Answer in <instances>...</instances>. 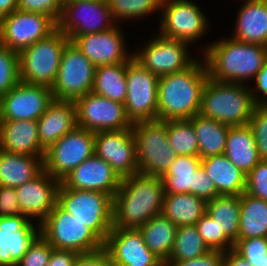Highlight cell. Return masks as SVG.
Segmentation results:
<instances>
[{"mask_svg": "<svg viewBox=\"0 0 267 266\" xmlns=\"http://www.w3.org/2000/svg\"><path fill=\"white\" fill-rule=\"evenodd\" d=\"M201 51L208 77L220 82L248 85L267 61V47L230 36L209 42Z\"/></svg>", "mask_w": 267, "mask_h": 266, "instance_id": "1", "label": "cell"}, {"mask_svg": "<svg viewBox=\"0 0 267 266\" xmlns=\"http://www.w3.org/2000/svg\"><path fill=\"white\" fill-rule=\"evenodd\" d=\"M164 195L161 177L136 173L122 178L113 196V227L138 229L162 213Z\"/></svg>", "mask_w": 267, "mask_h": 266, "instance_id": "2", "label": "cell"}, {"mask_svg": "<svg viewBox=\"0 0 267 266\" xmlns=\"http://www.w3.org/2000/svg\"><path fill=\"white\" fill-rule=\"evenodd\" d=\"M182 72L159 77L158 120L191 119L199 114L208 72L203 59Z\"/></svg>", "mask_w": 267, "mask_h": 266, "instance_id": "3", "label": "cell"}, {"mask_svg": "<svg viewBox=\"0 0 267 266\" xmlns=\"http://www.w3.org/2000/svg\"><path fill=\"white\" fill-rule=\"evenodd\" d=\"M255 106L249 84L208 78L203 87L199 114L228 126H241L249 123Z\"/></svg>", "mask_w": 267, "mask_h": 266, "instance_id": "4", "label": "cell"}, {"mask_svg": "<svg viewBox=\"0 0 267 266\" xmlns=\"http://www.w3.org/2000/svg\"><path fill=\"white\" fill-rule=\"evenodd\" d=\"M70 39L56 28L47 37L18 53L20 81L51 88L55 83L61 57Z\"/></svg>", "mask_w": 267, "mask_h": 266, "instance_id": "5", "label": "cell"}, {"mask_svg": "<svg viewBox=\"0 0 267 266\" xmlns=\"http://www.w3.org/2000/svg\"><path fill=\"white\" fill-rule=\"evenodd\" d=\"M57 204L103 243L113 227V197L94 190L58 188Z\"/></svg>", "mask_w": 267, "mask_h": 266, "instance_id": "6", "label": "cell"}, {"mask_svg": "<svg viewBox=\"0 0 267 266\" xmlns=\"http://www.w3.org/2000/svg\"><path fill=\"white\" fill-rule=\"evenodd\" d=\"M138 173L162 177L178 156L167 136V121L137 122L132 127Z\"/></svg>", "mask_w": 267, "mask_h": 266, "instance_id": "7", "label": "cell"}, {"mask_svg": "<svg viewBox=\"0 0 267 266\" xmlns=\"http://www.w3.org/2000/svg\"><path fill=\"white\" fill-rule=\"evenodd\" d=\"M40 235L56 250L87 254L104 248V243L84 223L63 210L57 203L40 223Z\"/></svg>", "mask_w": 267, "mask_h": 266, "instance_id": "8", "label": "cell"}, {"mask_svg": "<svg viewBox=\"0 0 267 266\" xmlns=\"http://www.w3.org/2000/svg\"><path fill=\"white\" fill-rule=\"evenodd\" d=\"M160 12L158 33L166 38L193 45L203 39L211 28L210 18L193 0H162Z\"/></svg>", "mask_w": 267, "mask_h": 266, "instance_id": "9", "label": "cell"}, {"mask_svg": "<svg viewBox=\"0 0 267 266\" xmlns=\"http://www.w3.org/2000/svg\"><path fill=\"white\" fill-rule=\"evenodd\" d=\"M191 44L182 40L166 38L159 33L134 50L133 57L144 68L158 77L178 73L192 66L198 57L190 53ZM197 57V59H196Z\"/></svg>", "mask_w": 267, "mask_h": 266, "instance_id": "10", "label": "cell"}, {"mask_svg": "<svg viewBox=\"0 0 267 266\" xmlns=\"http://www.w3.org/2000/svg\"><path fill=\"white\" fill-rule=\"evenodd\" d=\"M95 133L75 127L45 150L43 169L61 181L73 169L94 155Z\"/></svg>", "mask_w": 267, "mask_h": 266, "instance_id": "11", "label": "cell"}, {"mask_svg": "<svg viewBox=\"0 0 267 266\" xmlns=\"http://www.w3.org/2000/svg\"><path fill=\"white\" fill-rule=\"evenodd\" d=\"M125 110L132 124L158 120L159 77L144 68L134 57L127 62Z\"/></svg>", "mask_w": 267, "mask_h": 266, "instance_id": "12", "label": "cell"}, {"mask_svg": "<svg viewBox=\"0 0 267 266\" xmlns=\"http://www.w3.org/2000/svg\"><path fill=\"white\" fill-rule=\"evenodd\" d=\"M117 25L107 0L63 2L57 28L72 41L76 36L107 31Z\"/></svg>", "mask_w": 267, "mask_h": 266, "instance_id": "13", "label": "cell"}, {"mask_svg": "<svg viewBox=\"0 0 267 266\" xmlns=\"http://www.w3.org/2000/svg\"><path fill=\"white\" fill-rule=\"evenodd\" d=\"M96 67L70 41L62 54L55 83L51 87L56 100L75 101L92 91Z\"/></svg>", "mask_w": 267, "mask_h": 266, "instance_id": "14", "label": "cell"}, {"mask_svg": "<svg viewBox=\"0 0 267 266\" xmlns=\"http://www.w3.org/2000/svg\"><path fill=\"white\" fill-rule=\"evenodd\" d=\"M57 28L49 16L15 10L0 19V44L19 53Z\"/></svg>", "mask_w": 267, "mask_h": 266, "instance_id": "15", "label": "cell"}, {"mask_svg": "<svg viewBox=\"0 0 267 266\" xmlns=\"http://www.w3.org/2000/svg\"><path fill=\"white\" fill-rule=\"evenodd\" d=\"M77 127L91 132L131 129L125 106L93 92L74 101Z\"/></svg>", "mask_w": 267, "mask_h": 266, "instance_id": "16", "label": "cell"}, {"mask_svg": "<svg viewBox=\"0 0 267 266\" xmlns=\"http://www.w3.org/2000/svg\"><path fill=\"white\" fill-rule=\"evenodd\" d=\"M120 24L99 32L76 36L72 43L95 66L127 63L133 58L134 51L126 45V38Z\"/></svg>", "mask_w": 267, "mask_h": 266, "instance_id": "17", "label": "cell"}, {"mask_svg": "<svg viewBox=\"0 0 267 266\" xmlns=\"http://www.w3.org/2000/svg\"><path fill=\"white\" fill-rule=\"evenodd\" d=\"M94 154L109 163L121 178L138 173L132 128L96 132Z\"/></svg>", "mask_w": 267, "mask_h": 266, "instance_id": "18", "label": "cell"}, {"mask_svg": "<svg viewBox=\"0 0 267 266\" xmlns=\"http://www.w3.org/2000/svg\"><path fill=\"white\" fill-rule=\"evenodd\" d=\"M3 120H38L54 100L51 88L19 82L0 96Z\"/></svg>", "mask_w": 267, "mask_h": 266, "instance_id": "19", "label": "cell"}, {"mask_svg": "<svg viewBox=\"0 0 267 266\" xmlns=\"http://www.w3.org/2000/svg\"><path fill=\"white\" fill-rule=\"evenodd\" d=\"M113 266H164L145 245L139 229L112 227L104 243Z\"/></svg>", "mask_w": 267, "mask_h": 266, "instance_id": "20", "label": "cell"}, {"mask_svg": "<svg viewBox=\"0 0 267 266\" xmlns=\"http://www.w3.org/2000/svg\"><path fill=\"white\" fill-rule=\"evenodd\" d=\"M59 185L60 181L43 169L35 178L16 187L23 215L40 224L57 203Z\"/></svg>", "mask_w": 267, "mask_h": 266, "instance_id": "21", "label": "cell"}, {"mask_svg": "<svg viewBox=\"0 0 267 266\" xmlns=\"http://www.w3.org/2000/svg\"><path fill=\"white\" fill-rule=\"evenodd\" d=\"M40 234V224L24 215L0 217V266H16Z\"/></svg>", "mask_w": 267, "mask_h": 266, "instance_id": "22", "label": "cell"}, {"mask_svg": "<svg viewBox=\"0 0 267 266\" xmlns=\"http://www.w3.org/2000/svg\"><path fill=\"white\" fill-rule=\"evenodd\" d=\"M121 180L109 163L94 154L62 179L59 188L94 190L113 197Z\"/></svg>", "mask_w": 267, "mask_h": 266, "instance_id": "23", "label": "cell"}, {"mask_svg": "<svg viewBox=\"0 0 267 266\" xmlns=\"http://www.w3.org/2000/svg\"><path fill=\"white\" fill-rule=\"evenodd\" d=\"M231 38L267 47V0H241Z\"/></svg>", "mask_w": 267, "mask_h": 266, "instance_id": "24", "label": "cell"}, {"mask_svg": "<svg viewBox=\"0 0 267 266\" xmlns=\"http://www.w3.org/2000/svg\"><path fill=\"white\" fill-rule=\"evenodd\" d=\"M37 127L40 145L46 150L77 127L74 101L54 99L37 120Z\"/></svg>", "mask_w": 267, "mask_h": 266, "instance_id": "25", "label": "cell"}, {"mask_svg": "<svg viewBox=\"0 0 267 266\" xmlns=\"http://www.w3.org/2000/svg\"><path fill=\"white\" fill-rule=\"evenodd\" d=\"M0 149L19 155L44 156L36 120H3Z\"/></svg>", "mask_w": 267, "mask_h": 266, "instance_id": "26", "label": "cell"}, {"mask_svg": "<svg viewBox=\"0 0 267 266\" xmlns=\"http://www.w3.org/2000/svg\"><path fill=\"white\" fill-rule=\"evenodd\" d=\"M201 166L212 179L219 195H241L246 189V174L224 154L201 159Z\"/></svg>", "mask_w": 267, "mask_h": 266, "instance_id": "27", "label": "cell"}, {"mask_svg": "<svg viewBox=\"0 0 267 266\" xmlns=\"http://www.w3.org/2000/svg\"><path fill=\"white\" fill-rule=\"evenodd\" d=\"M224 155L244 174H248L261 160L250 126H230Z\"/></svg>", "mask_w": 267, "mask_h": 266, "instance_id": "28", "label": "cell"}, {"mask_svg": "<svg viewBox=\"0 0 267 266\" xmlns=\"http://www.w3.org/2000/svg\"><path fill=\"white\" fill-rule=\"evenodd\" d=\"M43 157L0 149V186L16 188L35 178L43 170Z\"/></svg>", "mask_w": 267, "mask_h": 266, "instance_id": "29", "label": "cell"}, {"mask_svg": "<svg viewBox=\"0 0 267 266\" xmlns=\"http://www.w3.org/2000/svg\"><path fill=\"white\" fill-rule=\"evenodd\" d=\"M138 229L143 235L145 245L165 263L174 246L177 226L161 213Z\"/></svg>", "mask_w": 267, "mask_h": 266, "instance_id": "30", "label": "cell"}, {"mask_svg": "<svg viewBox=\"0 0 267 266\" xmlns=\"http://www.w3.org/2000/svg\"><path fill=\"white\" fill-rule=\"evenodd\" d=\"M206 213V201L191 193L165 194L162 214L177 227L195 225Z\"/></svg>", "mask_w": 267, "mask_h": 266, "instance_id": "31", "label": "cell"}, {"mask_svg": "<svg viewBox=\"0 0 267 266\" xmlns=\"http://www.w3.org/2000/svg\"><path fill=\"white\" fill-rule=\"evenodd\" d=\"M189 120L198 138L201 159L224 154L230 126L200 114H196Z\"/></svg>", "mask_w": 267, "mask_h": 266, "instance_id": "32", "label": "cell"}, {"mask_svg": "<svg viewBox=\"0 0 267 266\" xmlns=\"http://www.w3.org/2000/svg\"><path fill=\"white\" fill-rule=\"evenodd\" d=\"M259 237L267 238V201L243 192L238 239Z\"/></svg>", "mask_w": 267, "mask_h": 266, "instance_id": "33", "label": "cell"}, {"mask_svg": "<svg viewBox=\"0 0 267 266\" xmlns=\"http://www.w3.org/2000/svg\"><path fill=\"white\" fill-rule=\"evenodd\" d=\"M206 213L233 242L238 239L240 195H219L206 202Z\"/></svg>", "mask_w": 267, "mask_h": 266, "instance_id": "34", "label": "cell"}, {"mask_svg": "<svg viewBox=\"0 0 267 266\" xmlns=\"http://www.w3.org/2000/svg\"><path fill=\"white\" fill-rule=\"evenodd\" d=\"M126 70L127 63L97 66L91 92L124 104L127 94Z\"/></svg>", "mask_w": 267, "mask_h": 266, "instance_id": "35", "label": "cell"}, {"mask_svg": "<svg viewBox=\"0 0 267 266\" xmlns=\"http://www.w3.org/2000/svg\"><path fill=\"white\" fill-rule=\"evenodd\" d=\"M201 166V158L178 155L161 177L165 194H194V172Z\"/></svg>", "mask_w": 267, "mask_h": 266, "instance_id": "36", "label": "cell"}, {"mask_svg": "<svg viewBox=\"0 0 267 266\" xmlns=\"http://www.w3.org/2000/svg\"><path fill=\"white\" fill-rule=\"evenodd\" d=\"M210 249L195 225L177 227L174 246L166 262H180L201 257Z\"/></svg>", "mask_w": 267, "mask_h": 266, "instance_id": "37", "label": "cell"}, {"mask_svg": "<svg viewBox=\"0 0 267 266\" xmlns=\"http://www.w3.org/2000/svg\"><path fill=\"white\" fill-rule=\"evenodd\" d=\"M111 15L117 24L140 20L160 11L162 0H107ZM130 19V20H129ZM119 22V23H118Z\"/></svg>", "mask_w": 267, "mask_h": 266, "instance_id": "38", "label": "cell"}, {"mask_svg": "<svg viewBox=\"0 0 267 266\" xmlns=\"http://www.w3.org/2000/svg\"><path fill=\"white\" fill-rule=\"evenodd\" d=\"M167 136L177 155L199 156L198 138L189 119L167 120Z\"/></svg>", "mask_w": 267, "mask_h": 266, "instance_id": "39", "label": "cell"}, {"mask_svg": "<svg viewBox=\"0 0 267 266\" xmlns=\"http://www.w3.org/2000/svg\"><path fill=\"white\" fill-rule=\"evenodd\" d=\"M20 82L18 53L0 44V96Z\"/></svg>", "mask_w": 267, "mask_h": 266, "instance_id": "40", "label": "cell"}, {"mask_svg": "<svg viewBox=\"0 0 267 266\" xmlns=\"http://www.w3.org/2000/svg\"><path fill=\"white\" fill-rule=\"evenodd\" d=\"M195 226L210 250L226 252L234 247V242L225 233H220L219 227L207 213Z\"/></svg>", "mask_w": 267, "mask_h": 266, "instance_id": "41", "label": "cell"}, {"mask_svg": "<svg viewBox=\"0 0 267 266\" xmlns=\"http://www.w3.org/2000/svg\"><path fill=\"white\" fill-rule=\"evenodd\" d=\"M233 249L252 266H263L267 259V238L237 239Z\"/></svg>", "mask_w": 267, "mask_h": 266, "instance_id": "42", "label": "cell"}, {"mask_svg": "<svg viewBox=\"0 0 267 266\" xmlns=\"http://www.w3.org/2000/svg\"><path fill=\"white\" fill-rule=\"evenodd\" d=\"M248 125L252 129L258 154L267 160V105H256Z\"/></svg>", "mask_w": 267, "mask_h": 266, "instance_id": "43", "label": "cell"}, {"mask_svg": "<svg viewBox=\"0 0 267 266\" xmlns=\"http://www.w3.org/2000/svg\"><path fill=\"white\" fill-rule=\"evenodd\" d=\"M53 249L50 243L39 234L16 266H47Z\"/></svg>", "mask_w": 267, "mask_h": 266, "instance_id": "44", "label": "cell"}, {"mask_svg": "<svg viewBox=\"0 0 267 266\" xmlns=\"http://www.w3.org/2000/svg\"><path fill=\"white\" fill-rule=\"evenodd\" d=\"M245 192L267 201V160H260L247 174Z\"/></svg>", "mask_w": 267, "mask_h": 266, "instance_id": "45", "label": "cell"}, {"mask_svg": "<svg viewBox=\"0 0 267 266\" xmlns=\"http://www.w3.org/2000/svg\"><path fill=\"white\" fill-rule=\"evenodd\" d=\"M63 0H18L17 9L33 13H41L58 22Z\"/></svg>", "mask_w": 267, "mask_h": 266, "instance_id": "46", "label": "cell"}, {"mask_svg": "<svg viewBox=\"0 0 267 266\" xmlns=\"http://www.w3.org/2000/svg\"><path fill=\"white\" fill-rule=\"evenodd\" d=\"M193 195L204 199L206 202L219 196L215 184L212 179L208 177L202 166L194 172Z\"/></svg>", "mask_w": 267, "mask_h": 266, "instance_id": "47", "label": "cell"}, {"mask_svg": "<svg viewBox=\"0 0 267 266\" xmlns=\"http://www.w3.org/2000/svg\"><path fill=\"white\" fill-rule=\"evenodd\" d=\"M23 215L18 203L16 188L0 186V217Z\"/></svg>", "mask_w": 267, "mask_h": 266, "instance_id": "48", "label": "cell"}, {"mask_svg": "<svg viewBox=\"0 0 267 266\" xmlns=\"http://www.w3.org/2000/svg\"><path fill=\"white\" fill-rule=\"evenodd\" d=\"M224 252L210 250L205 255L180 262H165L164 266H223Z\"/></svg>", "mask_w": 267, "mask_h": 266, "instance_id": "49", "label": "cell"}, {"mask_svg": "<svg viewBox=\"0 0 267 266\" xmlns=\"http://www.w3.org/2000/svg\"><path fill=\"white\" fill-rule=\"evenodd\" d=\"M253 81L254 85L251 84L249 89L251 90L254 102L256 105H267V61L255 75Z\"/></svg>", "mask_w": 267, "mask_h": 266, "instance_id": "50", "label": "cell"}, {"mask_svg": "<svg viewBox=\"0 0 267 266\" xmlns=\"http://www.w3.org/2000/svg\"><path fill=\"white\" fill-rule=\"evenodd\" d=\"M74 266H113L111 257L108 252L103 248L99 251L79 254Z\"/></svg>", "mask_w": 267, "mask_h": 266, "instance_id": "51", "label": "cell"}, {"mask_svg": "<svg viewBox=\"0 0 267 266\" xmlns=\"http://www.w3.org/2000/svg\"><path fill=\"white\" fill-rule=\"evenodd\" d=\"M79 253L72 250H52L47 266H74Z\"/></svg>", "mask_w": 267, "mask_h": 266, "instance_id": "52", "label": "cell"}, {"mask_svg": "<svg viewBox=\"0 0 267 266\" xmlns=\"http://www.w3.org/2000/svg\"><path fill=\"white\" fill-rule=\"evenodd\" d=\"M223 266H252V265L232 248L224 252Z\"/></svg>", "mask_w": 267, "mask_h": 266, "instance_id": "53", "label": "cell"}, {"mask_svg": "<svg viewBox=\"0 0 267 266\" xmlns=\"http://www.w3.org/2000/svg\"><path fill=\"white\" fill-rule=\"evenodd\" d=\"M18 0H0V19L17 10Z\"/></svg>", "mask_w": 267, "mask_h": 266, "instance_id": "54", "label": "cell"}, {"mask_svg": "<svg viewBox=\"0 0 267 266\" xmlns=\"http://www.w3.org/2000/svg\"><path fill=\"white\" fill-rule=\"evenodd\" d=\"M2 125H3V115H2V104H1V99H0V134H1Z\"/></svg>", "mask_w": 267, "mask_h": 266, "instance_id": "55", "label": "cell"}, {"mask_svg": "<svg viewBox=\"0 0 267 266\" xmlns=\"http://www.w3.org/2000/svg\"><path fill=\"white\" fill-rule=\"evenodd\" d=\"M263 266H267V259H265V262L263 263Z\"/></svg>", "mask_w": 267, "mask_h": 266, "instance_id": "56", "label": "cell"}]
</instances>
